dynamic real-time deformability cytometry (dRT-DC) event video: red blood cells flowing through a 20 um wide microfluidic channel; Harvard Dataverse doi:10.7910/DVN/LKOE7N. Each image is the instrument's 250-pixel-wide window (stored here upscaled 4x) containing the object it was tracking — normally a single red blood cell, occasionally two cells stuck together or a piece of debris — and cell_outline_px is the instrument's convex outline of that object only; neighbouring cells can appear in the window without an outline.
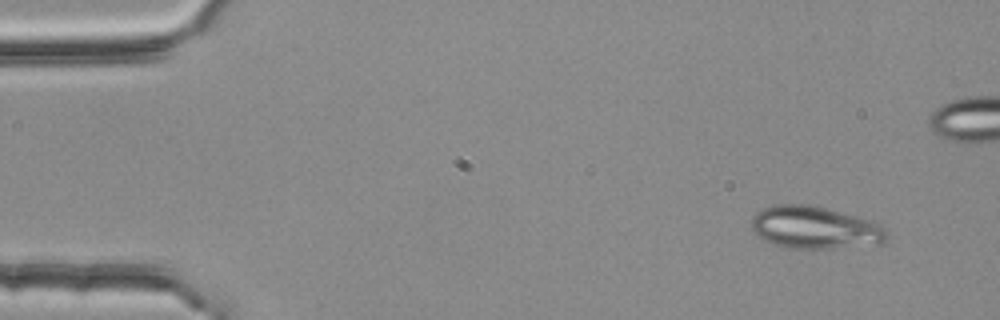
{"species": "common noctule bat (a hibernating species)", "species_latin": "Nyctalus noctula", "temperature_condition": "room temperature", "stored_images_in_passage": 4, "camera_frame_rate_fps": 3000, "um_per_image_px": 0.085, "animal": {"sex": "female", "body_mass_g": 25.1}, "frame": {"image": 1, "passage_image": 1, "time_ms": 0.0, "image_size_px": [1000, 320], "cell_outline_px": [[888, 236], [880, 244], [828, 248], [784, 248], [764, 240], [756, 236], [752, 228], [752, 216], [756, 212], [772, 204], [808, 204], [872, 220], [888, 228]], "centroid_in_image_um": [69.26, 19.34], "position_along_channel_um": 15.7, "area_um2": 33.64}}